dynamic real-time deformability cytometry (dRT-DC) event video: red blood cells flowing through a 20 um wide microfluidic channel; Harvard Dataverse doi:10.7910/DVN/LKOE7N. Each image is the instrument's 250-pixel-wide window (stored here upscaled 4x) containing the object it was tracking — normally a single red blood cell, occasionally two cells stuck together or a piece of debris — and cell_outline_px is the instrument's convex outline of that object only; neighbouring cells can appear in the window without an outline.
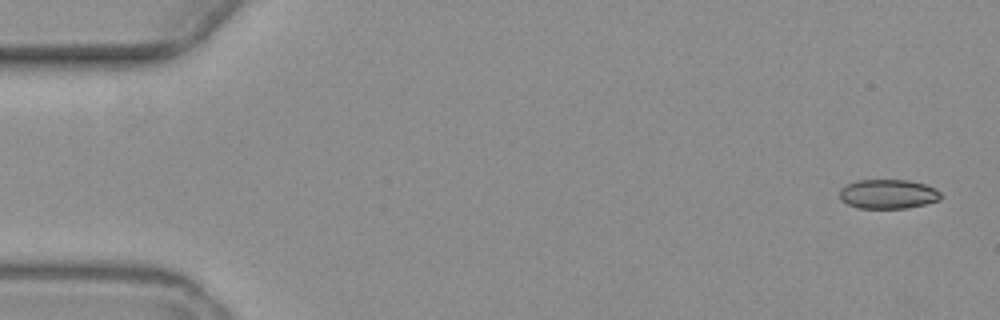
{"species": "common noctule bat (a hibernating species)", "species_latin": "Nyctalus noctula", "temperature_condition": "warm", "stored_images_in_passage": 4, "camera_frame_rate_fps": 3000, "um_per_image_px": 0.085, "animal": {"sex": "female", "body_mass_g": 19.3, "forearm_length_mm": 54.1}, "frame": {"image": 1, "passage_image": 4, "time_ms": 3.667, "image_size_px": [1000, 320], "cell_outline_px": [[940, 200], [908, 208], [856, 208], [840, 200], [840, 188], [856, 180], [908, 180], [924, 184], [936, 188], [940, 192]], "centroid_in_image_um": [75.47, 16.49], "position_along_channel_um": 9.5, "area_um2": 17.34}}